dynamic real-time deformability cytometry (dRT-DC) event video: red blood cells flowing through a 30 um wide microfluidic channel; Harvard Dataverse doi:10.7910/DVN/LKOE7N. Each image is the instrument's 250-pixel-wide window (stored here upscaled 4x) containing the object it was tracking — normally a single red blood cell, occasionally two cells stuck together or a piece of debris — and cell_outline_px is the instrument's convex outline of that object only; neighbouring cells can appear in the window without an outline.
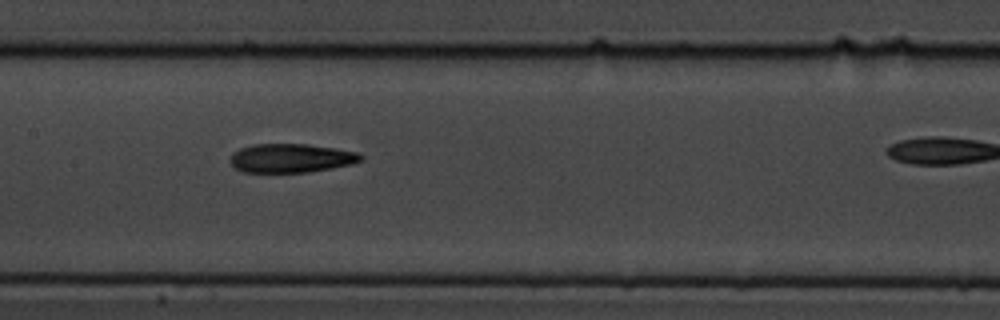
{"species": "common noctule bat (a hibernating species)", "species_latin": "Nyctalus noctula", "temperature_condition": "cold", "stored_images_in_passage": 19, "camera_frame_rate_fps": 3000, "um_per_image_px": 0.085, "animal": {"sex": "male", "body_mass_g": 19.5, "forearm_length_mm": 54.6}, "frame": {"image": 1, "passage_image": 9, "time_ms": 2.667, "image_size_px": [1000, 320], "cell_outline_px": [[364, 160], [352, 164], [308, 172], [244, 172], [236, 168], [228, 160], [232, 152], [240, 148], [252, 144], [308, 144], [336, 148], [356, 152], [364, 156]], "centroid_in_image_um": [24.73, 13.43], "position_along_channel_um": 182.7, "area_um2": 22.08}}
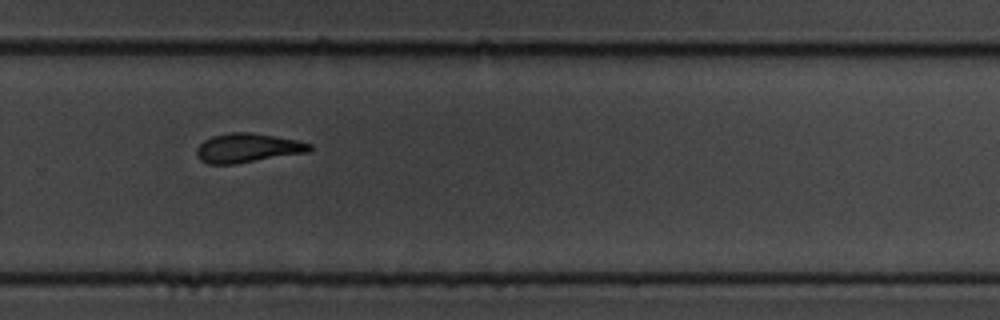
{"frame": {"image": 2, "passage_image": 14, "time_ms": 4.333, "image_size_px": [1000, 320], "cell_outline_px": [[312, 148], [308, 152], [236, 164], [208, 164], [200, 160], [196, 156], [196, 148], [204, 140], [212, 136], [232, 132], [252, 132], [296, 140], [312, 144]], "centroid_in_image_um": [21.02, 12.58], "position_along_channel_um": 308.8, "area_um2": 19.25}}
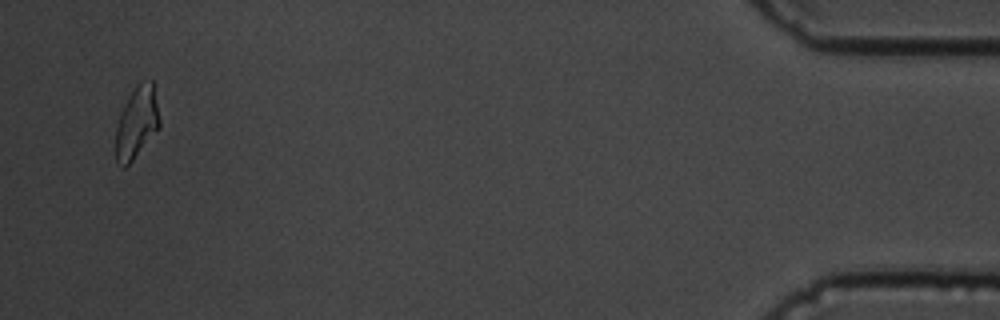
{"frame": {"image": 3, "passage_image": 19, "time_ms": 6.0, "image_size_px": [1000, 320], "cell_outline_px": [[160, 124], [132, 160], [124, 168], [116, 160], [116, 128], [120, 112], [128, 96], [136, 84], [140, 80], [152, 80], [160, 120]], "centroid_in_image_um": [11.6, 10.35], "position_along_channel_um": 423.6, "area_um2": 17.92}}